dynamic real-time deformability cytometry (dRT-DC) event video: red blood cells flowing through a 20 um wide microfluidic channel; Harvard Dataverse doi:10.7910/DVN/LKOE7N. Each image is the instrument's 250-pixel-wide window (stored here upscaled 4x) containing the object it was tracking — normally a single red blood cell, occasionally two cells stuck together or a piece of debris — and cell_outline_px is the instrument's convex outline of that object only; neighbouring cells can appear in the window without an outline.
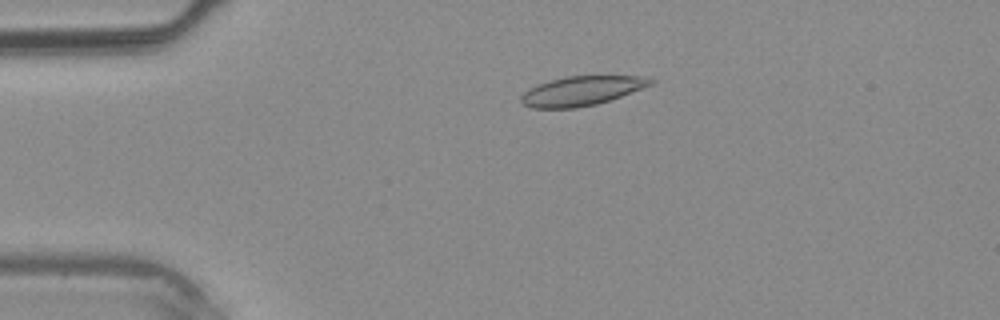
{"species": "common noctule bat (a hibernating species)", "species_latin": "Nyctalus noctula", "temperature_condition": "warm", "stored_images_in_passage": 34, "camera_frame_rate_fps": 3000, "um_per_image_px": 0.085, "animal": {"sex": "male", "body_mass_g": 20.4}, "frame": {"image": 1, "passage_image": 4, "time_ms": 1.0, "image_size_px": [1000, 320], "cell_outline_px": [[656, 80], [652, 84], [620, 96], [596, 104], [576, 108], [532, 108], [524, 104], [520, 100], [520, 96], [528, 88], [536, 84], [568, 76], [640, 76]], "centroid_in_image_um": [49.38, 7.72], "position_along_channel_um": 35.6, "area_um2": 21.91}}
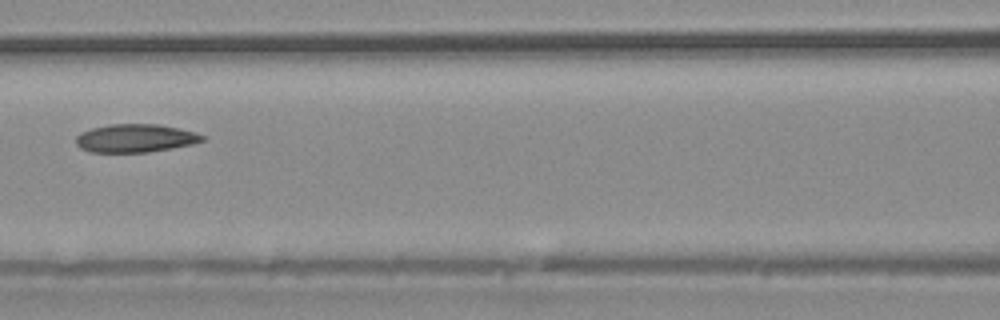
{"frame": {"image": 2, "passage_image": 13, "time_ms": 4.0, "image_size_px": [1000, 320], "cell_outline_px": [[204, 140], [192, 144], [172, 148], [148, 152], [88, 152], [80, 148], [76, 144], [76, 136], [92, 128], [112, 124], [160, 124], [196, 132], [204, 136]], "centroid_in_image_um": [11.51, 11.75], "position_along_channel_um": 155.1, "area_um2": 20.69}}
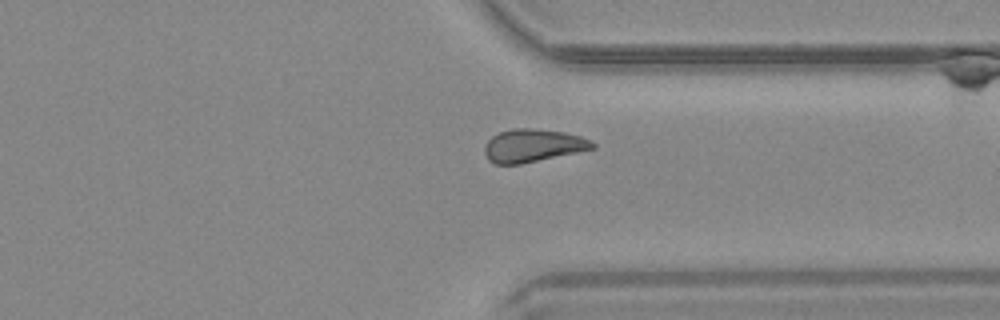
{"frame": {"image": 3, "passage_image": 25, "time_ms": 8.0, "image_size_px": [1000, 320], "cell_outline_px": [[596, 148], [520, 164], [496, 164], [488, 160], [484, 152], [484, 144], [492, 136], [500, 132], [512, 128], [532, 128], [564, 132], [580, 136], [596, 144]], "centroid_in_image_um": [45.26, 12.37], "position_along_channel_um": 366.1, "area_um2": 20.63}}